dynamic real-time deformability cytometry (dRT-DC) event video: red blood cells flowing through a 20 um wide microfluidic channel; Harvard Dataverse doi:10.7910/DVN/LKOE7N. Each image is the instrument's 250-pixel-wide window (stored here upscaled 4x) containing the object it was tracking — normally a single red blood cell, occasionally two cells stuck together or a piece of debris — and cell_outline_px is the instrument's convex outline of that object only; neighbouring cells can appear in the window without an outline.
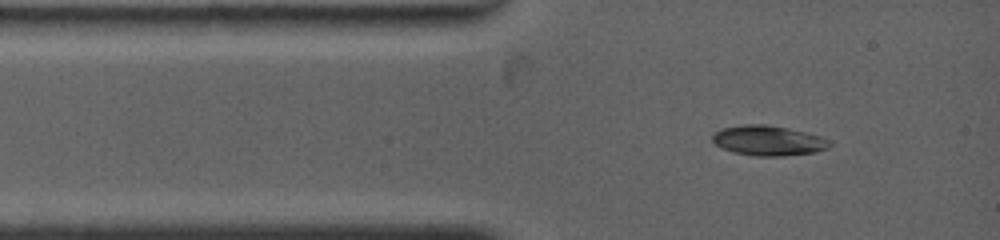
{"species": "common noctule bat (a hibernating species)", "species_latin": "Nyctalus noctula", "temperature_condition": "warm", "stored_images_in_passage": 4, "camera_frame_rate_fps": 4500, "um_per_image_px": 0.085, "animal": {"sex": "female", "body_mass_g": 19.0, "forearm_length_mm": 53.3}, "frame": {"image": 1, "passage_image": 1, "time_ms": 0.0, "image_size_px": [1000, 240], "cell_outline_px": [[832, 144], [828, 148], [816, 152], [784, 156], [756, 156], [732, 152], [716, 144], [712, 140], [712, 132], [720, 128], [744, 124], [764, 124], [788, 128], [820, 136], [828, 140]], "centroid_in_image_um": [65.28, 11.95], "position_along_channel_um": 19.7, "area_um2": 20.58}}
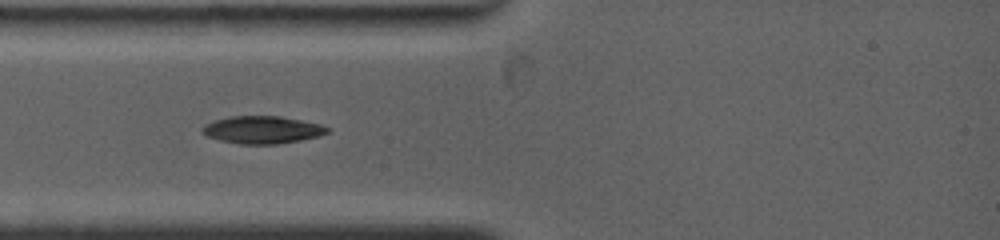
{"frame": {"image": 2, "passage_image": 3, "time_ms": 1.556, "image_size_px": [1000, 240], "cell_outline_px": [[332, 132], [320, 136], [300, 140], [276, 144], [240, 144], [220, 140], [208, 136], [200, 132], [200, 128], [204, 124], [216, 120], [232, 116], [280, 116], [320, 124], [332, 128]], "centroid_in_image_um": [22.33, 11.03], "position_along_channel_um": 62.7, "area_um2": 20.17}}